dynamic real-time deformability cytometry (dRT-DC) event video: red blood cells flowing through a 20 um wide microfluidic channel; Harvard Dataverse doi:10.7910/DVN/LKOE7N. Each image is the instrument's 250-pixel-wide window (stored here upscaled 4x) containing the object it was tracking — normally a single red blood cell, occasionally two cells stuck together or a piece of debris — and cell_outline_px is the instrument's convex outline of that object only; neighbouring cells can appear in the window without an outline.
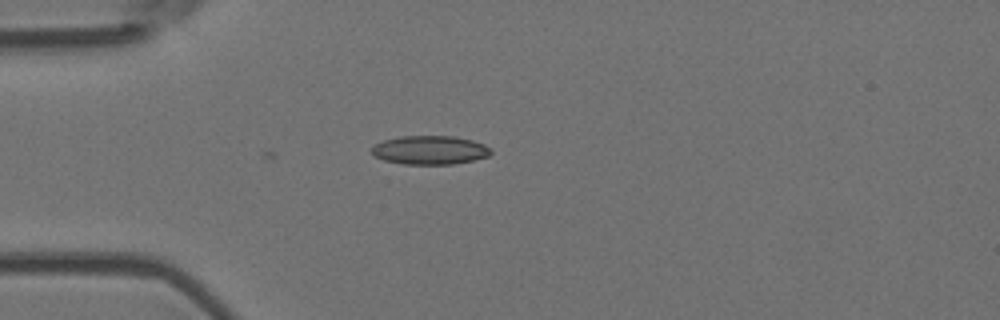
{"species": "Egyptian fruit bat (a non-hibernating species)", "species_latin": "Rousettus aegyptiacus", "temperature_condition": "room temperature", "stored_images_in_passage": 3, "camera_frame_rate_fps": 3000, "um_per_image_px": 0.085, "animal": {"sex": "female"}, "frame": {"image": 1, "passage_image": 3, "time_ms": 0.667, "image_size_px": [1000, 320], "cell_outline_px": [[492, 152], [488, 156], [472, 160], [452, 164], [404, 164], [384, 160], [376, 156], [372, 152], [372, 148], [376, 144], [384, 140], [400, 136], [456, 136], [472, 140], [484, 144]], "centroid_in_image_um": [36.55, 12.75], "position_along_channel_um": 48.5, "area_um2": 19.77}}